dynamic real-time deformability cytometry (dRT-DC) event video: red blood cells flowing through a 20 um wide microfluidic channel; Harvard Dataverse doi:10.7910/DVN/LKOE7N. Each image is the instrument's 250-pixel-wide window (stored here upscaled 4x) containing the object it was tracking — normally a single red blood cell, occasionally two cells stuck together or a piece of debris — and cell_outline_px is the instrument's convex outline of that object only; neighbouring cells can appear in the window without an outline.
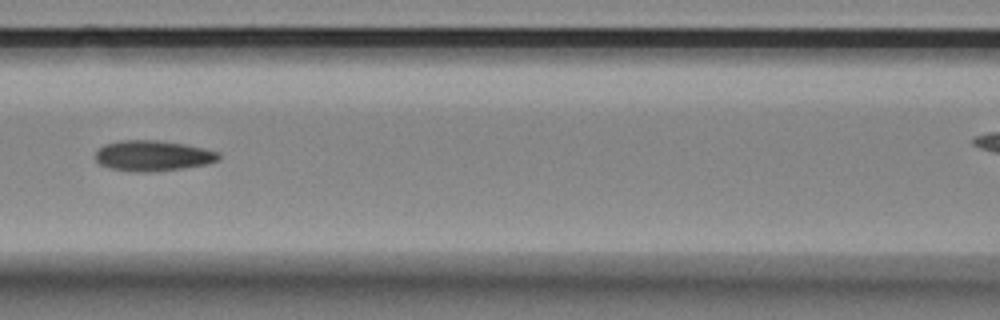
{"species": "Egyptian fruit bat (a non-hibernating species)", "species_latin": "Rousettus aegyptiacus", "temperature_condition": "room temperature", "stored_images_in_passage": 10, "camera_frame_rate_fps": 3000, "um_per_image_px": 0.085, "animal": {"sex": "female"}, "frame": {"image": 1, "passage_image": 4, "time_ms": 1.0, "image_size_px": [1000, 320], "cell_outline_px": [[220, 156], [216, 160], [204, 164], [180, 168], [152, 172], [132, 172], [108, 168], [100, 164], [96, 160], [96, 152], [104, 144], [124, 140], [156, 140], [184, 144], [204, 148], [220, 152]], "centroid_in_image_um": [12.95, 13.24], "position_along_channel_um": 153.6, "area_um2": 21.79}}
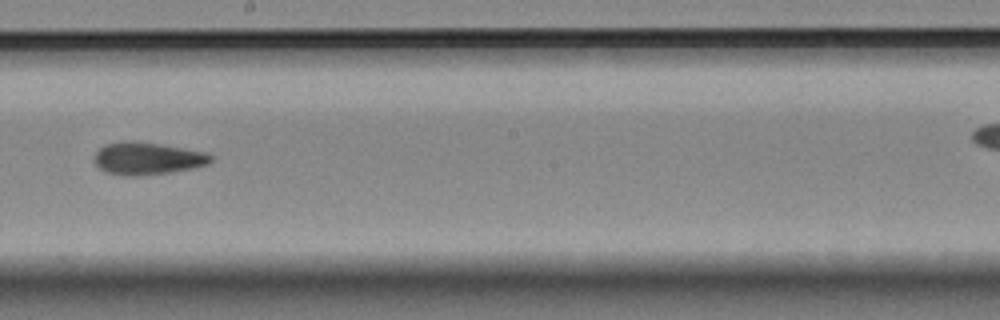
{"frame": {"image": 2, "passage_image": 6, "time_ms": 1.667, "image_size_px": [1000, 320], "cell_outline_px": [[212, 160], [208, 164], [192, 168], [168, 172], [136, 176], [128, 176], [104, 172], [92, 160], [96, 152], [100, 148], [108, 144], [128, 140], [132, 140], [160, 144], [204, 152], [212, 156]], "centroid_in_image_um": [12.49, 13.47], "position_along_channel_um": 235.7, "area_um2": 21.79}}
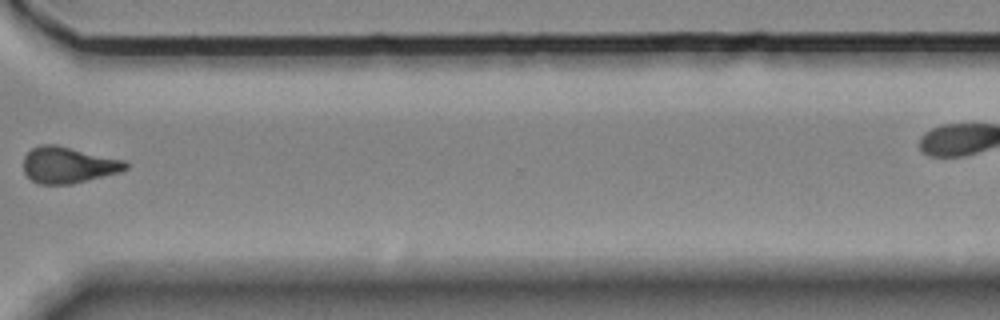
{"frame": {"image": 3, "passage_image": 9, "time_ms": 2.667, "image_size_px": [1000, 320], "cell_outline_px": [[128, 168], [120, 172], [72, 184], [40, 184], [32, 180], [24, 172], [24, 156], [32, 148], [40, 144], [56, 144], [124, 160], [128, 164]], "centroid_in_image_um": [5.8, 14.02], "position_along_channel_um": 364.8, "area_um2": 21.56}}